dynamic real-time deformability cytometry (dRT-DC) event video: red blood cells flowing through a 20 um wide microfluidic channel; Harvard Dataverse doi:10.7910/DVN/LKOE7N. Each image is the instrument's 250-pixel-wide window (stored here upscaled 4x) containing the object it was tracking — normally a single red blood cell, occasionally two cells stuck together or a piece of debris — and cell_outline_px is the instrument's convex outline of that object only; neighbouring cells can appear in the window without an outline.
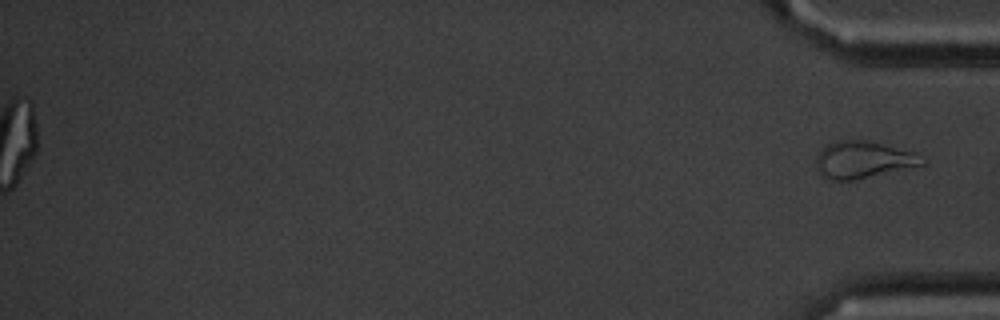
{"species": "common noctule bat (a hibernating species)", "species_latin": "Nyctalus noctula", "temperature_condition": "cold", "stored_images_in_passage": 43, "segment_of_instrument_passage": [2, 2], "camera_frame_rate_fps": 3000, "um_per_image_px": 0.085, "animal": {"sex": "male", "body_mass_g": 20.1, "forearm_length_mm": 53.5}, "frame": {"image": 1, "passage_image": 43, "time_ms": 14.0, "image_size_px": [1000, 320], "cell_outline_px": [[928, 160], [924, 164], [852, 180], [832, 180], [824, 176], [816, 168], [816, 156], [832, 140], [864, 140], [912, 152]], "centroid_in_image_um": [73.32, 13.57], "position_along_channel_um": 361.9, "area_um2": 22.25}}